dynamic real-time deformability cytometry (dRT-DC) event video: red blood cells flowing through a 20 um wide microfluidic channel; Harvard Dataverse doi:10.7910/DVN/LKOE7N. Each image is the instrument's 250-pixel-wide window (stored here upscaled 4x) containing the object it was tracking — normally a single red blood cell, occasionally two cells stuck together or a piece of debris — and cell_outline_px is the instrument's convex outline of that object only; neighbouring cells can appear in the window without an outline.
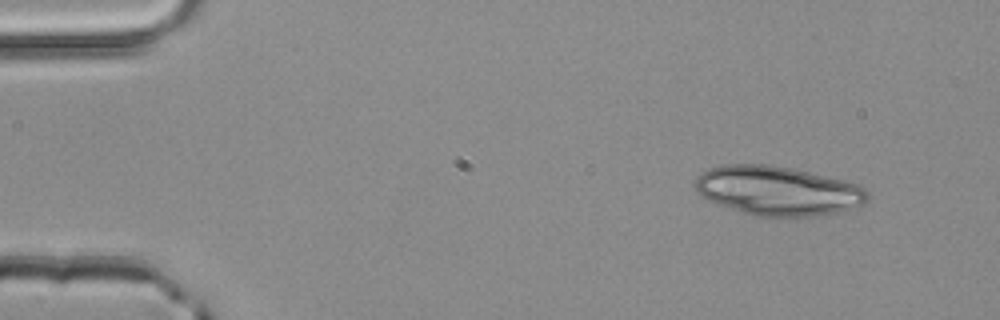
{"species": "common noctule bat (a hibernating species)", "species_latin": "Nyctalus noctula", "temperature_condition": "room temperature", "stored_images_in_passage": 3, "camera_frame_rate_fps": 3000, "um_per_image_px": 0.085, "animal": {"sex": "male", "body_mass_g": 20.4}, "frame": {"image": 1, "passage_image": 1, "time_ms": 0.0, "image_size_px": [1000, 320], "cell_outline_px": [[868, 200], [852, 208], [836, 212], [816, 216], [756, 216], [740, 212], [708, 200], [692, 184], [696, 176], [700, 172], [708, 168], [724, 164], [768, 164], [792, 168], [844, 180], [864, 188], [868, 192]], "centroid_in_image_um": [66.06, 16.2], "position_along_channel_um": 18.9, "area_um2": 49.36}}